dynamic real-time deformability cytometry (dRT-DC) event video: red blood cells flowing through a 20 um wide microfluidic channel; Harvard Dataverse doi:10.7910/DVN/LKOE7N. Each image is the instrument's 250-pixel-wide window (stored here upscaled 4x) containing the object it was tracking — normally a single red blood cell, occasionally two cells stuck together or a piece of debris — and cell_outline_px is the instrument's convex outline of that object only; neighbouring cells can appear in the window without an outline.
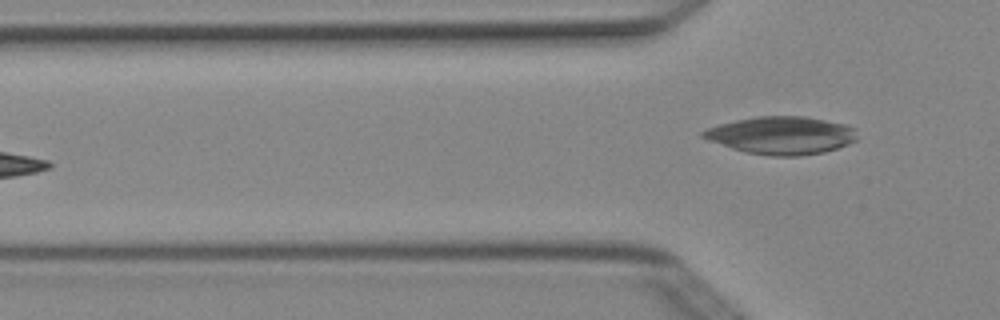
{"species": "Egyptian fruit bat (a non-hibernating species)", "species_latin": "Rousettus aegyptiacus", "temperature_condition": "cold", "stored_images_in_passage": 4, "camera_frame_rate_fps": 3000, "um_per_image_px": 0.085, "animal": {"sex": "female"}, "frame": {"image": 1, "passage_image": 4, "time_ms": 1.0, "image_size_px": [1000, 320], "cell_outline_px": [[856, 140], [848, 144], [824, 152], [800, 156], [772, 156], [748, 152], [732, 148], [708, 140], [700, 136], [700, 132], [708, 128], [720, 124], [736, 120], [756, 116], [804, 116], [844, 124], [856, 128]], "centroid_in_image_um": [66.42, 11.5], "position_along_channel_um": 59.4, "area_um2": 33.7}}